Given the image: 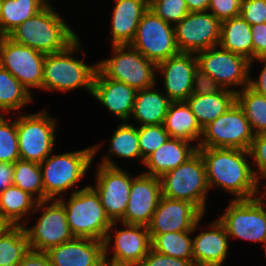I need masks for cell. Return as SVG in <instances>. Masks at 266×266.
<instances>
[{
    "label": "cell",
    "instance_id": "6da1fadb",
    "mask_svg": "<svg viewBox=\"0 0 266 266\" xmlns=\"http://www.w3.org/2000/svg\"><path fill=\"white\" fill-rule=\"evenodd\" d=\"M204 161L209 190L214 187L232 193L233 200L254 198L259 181L248 161V150L198 147Z\"/></svg>",
    "mask_w": 266,
    "mask_h": 266
},
{
    "label": "cell",
    "instance_id": "7a4b0ae2",
    "mask_svg": "<svg viewBox=\"0 0 266 266\" xmlns=\"http://www.w3.org/2000/svg\"><path fill=\"white\" fill-rule=\"evenodd\" d=\"M49 2L41 11L16 27L8 37L41 53L67 48L78 36Z\"/></svg>",
    "mask_w": 266,
    "mask_h": 266
},
{
    "label": "cell",
    "instance_id": "3957f363",
    "mask_svg": "<svg viewBox=\"0 0 266 266\" xmlns=\"http://www.w3.org/2000/svg\"><path fill=\"white\" fill-rule=\"evenodd\" d=\"M80 41L78 37L64 50L45 56L42 90L70 92L83 88L92 93L97 63L87 65L84 58L74 57L82 48Z\"/></svg>",
    "mask_w": 266,
    "mask_h": 266
},
{
    "label": "cell",
    "instance_id": "277c9868",
    "mask_svg": "<svg viewBox=\"0 0 266 266\" xmlns=\"http://www.w3.org/2000/svg\"><path fill=\"white\" fill-rule=\"evenodd\" d=\"M100 146L96 144L73 152L56 155L54 153L40 163L45 200L59 199L68 195L66 192L70 189H73V192L80 190L74 187L85 178Z\"/></svg>",
    "mask_w": 266,
    "mask_h": 266
},
{
    "label": "cell",
    "instance_id": "5b68a950",
    "mask_svg": "<svg viewBox=\"0 0 266 266\" xmlns=\"http://www.w3.org/2000/svg\"><path fill=\"white\" fill-rule=\"evenodd\" d=\"M58 200L65 207L67 222L74 237L103 241L112 221L106 215L96 190L90 185Z\"/></svg>",
    "mask_w": 266,
    "mask_h": 266
},
{
    "label": "cell",
    "instance_id": "8992f818",
    "mask_svg": "<svg viewBox=\"0 0 266 266\" xmlns=\"http://www.w3.org/2000/svg\"><path fill=\"white\" fill-rule=\"evenodd\" d=\"M162 196L192 203L206 213L209 187L205 164L197 151L186 162L160 177Z\"/></svg>",
    "mask_w": 266,
    "mask_h": 266
},
{
    "label": "cell",
    "instance_id": "52a82bcc",
    "mask_svg": "<svg viewBox=\"0 0 266 266\" xmlns=\"http://www.w3.org/2000/svg\"><path fill=\"white\" fill-rule=\"evenodd\" d=\"M113 55L97 62V69L107 78L124 82L134 89H148L157 84V64L145 58L130 44L112 45Z\"/></svg>",
    "mask_w": 266,
    "mask_h": 266
},
{
    "label": "cell",
    "instance_id": "ba28073f",
    "mask_svg": "<svg viewBox=\"0 0 266 266\" xmlns=\"http://www.w3.org/2000/svg\"><path fill=\"white\" fill-rule=\"evenodd\" d=\"M15 117L20 159L42 163L54 151L57 119L45 109Z\"/></svg>",
    "mask_w": 266,
    "mask_h": 266
},
{
    "label": "cell",
    "instance_id": "9c48e42d",
    "mask_svg": "<svg viewBox=\"0 0 266 266\" xmlns=\"http://www.w3.org/2000/svg\"><path fill=\"white\" fill-rule=\"evenodd\" d=\"M40 209L43 213L35 225L30 228L24 226L30 249L46 252L74 238L67 222L65 207L58 199L38 201L31 214Z\"/></svg>",
    "mask_w": 266,
    "mask_h": 266
},
{
    "label": "cell",
    "instance_id": "30bf717a",
    "mask_svg": "<svg viewBox=\"0 0 266 266\" xmlns=\"http://www.w3.org/2000/svg\"><path fill=\"white\" fill-rule=\"evenodd\" d=\"M254 139L243 110L235 103L224 114L203 128L198 147L248 150Z\"/></svg>",
    "mask_w": 266,
    "mask_h": 266
},
{
    "label": "cell",
    "instance_id": "8fae6325",
    "mask_svg": "<svg viewBox=\"0 0 266 266\" xmlns=\"http://www.w3.org/2000/svg\"><path fill=\"white\" fill-rule=\"evenodd\" d=\"M130 45L156 64L180 53L174 26L149 8L144 12Z\"/></svg>",
    "mask_w": 266,
    "mask_h": 266
},
{
    "label": "cell",
    "instance_id": "7c38bea8",
    "mask_svg": "<svg viewBox=\"0 0 266 266\" xmlns=\"http://www.w3.org/2000/svg\"><path fill=\"white\" fill-rule=\"evenodd\" d=\"M196 57L198 67L225 89L237 92L236 86H239L240 90L249 86V79L252 75L250 73L251 61L247 58L220 46L199 51L196 53Z\"/></svg>",
    "mask_w": 266,
    "mask_h": 266
},
{
    "label": "cell",
    "instance_id": "4fadbf2b",
    "mask_svg": "<svg viewBox=\"0 0 266 266\" xmlns=\"http://www.w3.org/2000/svg\"><path fill=\"white\" fill-rule=\"evenodd\" d=\"M218 220L230 239L261 242L266 248V213L255 198L231 199Z\"/></svg>",
    "mask_w": 266,
    "mask_h": 266
},
{
    "label": "cell",
    "instance_id": "5bb4252c",
    "mask_svg": "<svg viewBox=\"0 0 266 266\" xmlns=\"http://www.w3.org/2000/svg\"><path fill=\"white\" fill-rule=\"evenodd\" d=\"M45 56L8 36L0 37V66L9 71L32 95L30 89H42Z\"/></svg>",
    "mask_w": 266,
    "mask_h": 266
},
{
    "label": "cell",
    "instance_id": "9a60e30c",
    "mask_svg": "<svg viewBox=\"0 0 266 266\" xmlns=\"http://www.w3.org/2000/svg\"><path fill=\"white\" fill-rule=\"evenodd\" d=\"M117 223L122 224L124 229H116ZM104 248L105 260L116 264L139 266L151 249L148 227L114 221L108 229L104 240ZM109 251L112 253V256L109 258L111 260L108 259Z\"/></svg>",
    "mask_w": 266,
    "mask_h": 266
},
{
    "label": "cell",
    "instance_id": "2e32d148",
    "mask_svg": "<svg viewBox=\"0 0 266 266\" xmlns=\"http://www.w3.org/2000/svg\"><path fill=\"white\" fill-rule=\"evenodd\" d=\"M174 29L180 52L196 54L219 46L221 22L209 11L189 12Z\"/></svg>",
    "mask_w": 266,
    "mask_h": 266
},
{
    "label": "cell",
    "instance_id": "e0dca14e",
    "mask_svg": "<svg viewBox=\"0 0 266 266\" xmlns=\"http://www.w3.org/2000/svg\"><path fill=\"white\" fill-rule=\"evenodd\" d=\"M95 185L106 215L112 222L119 221L125 214L129 203L131 176L121 167H108L98 164L95 172Z\"/></svg>",
    "mask_w": 266,
    "mask_h": 266
},
{
    "label": "cell",
    "instance_id": "ac0fdd59",
    "mask_svg": "<svg viewBox=\"0 0 266 266\" xmlns=\"http://www.w3.org/2000/svg\"><path fill=\"white\" fill-rule=\"evenodd\" d=\"M162 197L159 177L144 173L132 179L129 203L120 223L148 226Z\"/></svg>",
    "mask_w": 266,
    "mask_h": 266
},
{
    "label": "cell",
    "instance_id": "d6986e66",
    "mask_svg": "<svg viewBox=\"0 0 266 266\" xmlns=\"http://www.w3.org/2000/svg\"><path fill=\"white\" fill-rule=\"evenodd\" d=\"M197 66L196 54L185 52L157 63V73L163 76L162 91L172 102L185 101L192 94L193 75Z\"/></svg>",
    "mask_w": 266,
    "mask_h": 266
},
{
    "label": "cell",
    "instance_id": "ffe728a7",
    "mask_svg": "<svg viewBox=\"0 0 266 266\" xmlns=\"http://www.w3.org/2000/svg\"><path fill=\"white\" fill-rule=\"evenodd\" d=\"M203 214L190 202L160 198L159 204L148 227L150 235L167 232L192 231Z\"/></svg>",
    "mask_w": 266,
    "mask_h": 266
},
{
    "label": "cell",
    "instance_id": "44dd1931",
    "mask_svg": "<svg viewBox=\"0 0 266 266\" xmlns=\"http://www.w3.org/2000/svg\"><path fill=\"white\" fill-rule=\"evenodd\" d=\"M52 266H101L105 260L104 242L74 237L46 252Z\"/></svg>",
    "mask_w": 266,
    "mask_h": 266
},
{
    "label": "cell",
    "instance_id": "7402d4cb",
    "mask_svg": "<svg viewBox=\"0 0 266 266\" xmlns=\"http://www.w3.org/2000/svg\"><path fill=\"white\" fill-rule=\"evenodd\" d=\"M137 90L124 82L105 77L96 71L91 96L99 101L106 110L114 114L120 121L131 119Z\"/></svg>",
    "mask_w": 266,
    "mask_h": 266
},
{
    "label": "cell",
    "instance_id": "603a6c76",
    "mask_svg": "<svg viewBox=\"0 0 266 266\" xmlns=\"http://www.w3.org/2000/svg\"><path fill=\"white\" fill-rule=\"evenodd\" d=\"M209 224V230H200V233L192 238L195 266H222L227 259L230 238L224 225L218 219Z\"/></svg>",
    "mask_w": 266,
    "mask_h": 266
},
{
    "label": "cell",
    "instance_id": "cb8c5ba5",
    "mask_svg": "<svg viewBox=\"0 0 266 266\" xmlns=\"http://www.w3.org/2000/svg\"><path fill=\"white\" fill-rule=\"evenodd\" d=\"M111 17L112 45L131 44L134 40L137 27L149 8V0H114Z\"/></svg>",
    "mask_w": 266,
    "mask_h": 266
},
{
    "label": "cell",
    "instance_id": "d4e9b609",
    "mask_svg": "<svg viewBox=\"0 0 266 266\" xmlns=\"http://www.w3.org/2000/svg\"><path fill=\"white\" fill-rule=\"evenodd\" d=\"M180 139L169 138L157 150L151 153L143 165L148 169L144 174L161 177L192 157L198 150L197 145Z\"/></svg>",
    "mask_w": 266,
    "mask_h": 266
},
{
    "label": "cell",
    "instance_id": "484cf974",
    "mask_svg": "<svg viewBox=\"0 0 266 266\" xmlns=\"http://www.w3.org/2000/svg\"><path fill=\"white\" fill-rule=\"evenodd\" d=\"M163 126L170 138L197 143L198 147L203 129L185 101L170 103Z\"/></svg>",
    "mask_w": 266,
    "mask_h": 266
},
{
    "label": "cell",
    "instance_id": "4316f807",
    "mask_svg": "<svg viewBox=\"0 0 266 266\" xmlns=\"http://www.w3.org/2000/svg\"><path fill=\"white\" fill-rule=\"evenodd\" d=\"M153 86L138 90L134 102L132 119L141 126L163 124L170 103L169 97Z\"/></svg>",
    "mask_w": 266,
    "mask_h": 266
},
{
    "label": "cell",
    "instance_id": "83f0119b",
    "mask_svg": "<svg viewBox=\"0 0 266 266\" xmlns=\"http://www.w3.org/2000/svg\"><path fill=\"white\" fill-rule=\"evenodd\" d=\"M185 102L203 129L236 103V92L223 89L208 95H190Z\"/></svg>",
    "mask_w": 266,
    "mask_h": 266
},
{
    "label": "cell",
    "instance_id": "f1b7e54d",
    "mask_svg": "<svg viewBox=\"0 0 266 266\" xmlns=\"http://www.w3.org/2000/svg\"><path fill=\"white\" fill-rule=\"evenodd\" d=\"M37 202L28 192L11 185L0 192V217L10 226H25L29 222L26 216L34 212Z\"/></svg>",
    "mask_w": 266,
    "mask_h": 266
},
{
    "label": "cell",
    "instance_id": "f546056e",
    "mask_svg": "<svg viewBox=\"0 0 266 266\" xmlns=\"http://www.w3.org/2000/svg\"><path fill=\"white\" fill-rule=\"evenodd\" d=\"M219 46L253 61L251 25L240 15L221 22Z\"/></svg>",
    "mask_w": 266,
    "mask_h": 266
},
{
    "label": "cell",
    "instance_id": "4dcf8cb0",
    "mask_svg": "<svg viewBox=\"0 0 266 266\" xmlns=\"http://www.w3.org/2000/svg\"><path fill=\"white\" fill-rule=\"evenodd\" d=\"M110 146L107 154L103 155L101 163L98 164L108 167H120L115 161L111 160L112 156L126 159H140L141 151L138 143V126L135 127L129 122H120L117 129L109 138Z\"/></svg>",
    "mask_w": 266,
    "mask_h": 266
},
{
    "label": "cell",
    "instance_id": "1f68e13d",
    "mask_svg": "<svg viewBox=\"0 0 266 266\" xmlns=\"http://www.w3.org/2000/svg\"><path fill=\"white\" fill-rule=\"evenodd\" d=\"M48 0H0V37L41 11Z\"/></svg>",
    "mask_w": 266,
    "mask_h": 266
},
{
    "label": "cell",
    "instance_id": "d6a6232c",
    "mask_svg": "<svg viewBox=\"0 0 266 266\" xmlns=\"http://www.w3.org/2000/svg\"><path fill=\"white\" fill-rule=\"evenodd\" d=\"M203 217L204 215L195 223L192 231L150 235L151 249L174 258L193 260L192 237L190 236L199 229V222L203 221Z\"/></svg>",
    "mask_w": 266,
    "mask_h": 266
},
{
    "label": "cell",
    "instance_id": "836d02e7",
    "mask_svg": "<svg viewBox=\"0 0 266 266\" xmlns=\"http://www.w3.org/2000/svg\"><path fill=\"white\" fill-rule=\"evenodd\" d=\"M33 99V95L9 71L0 66V115H10L11 111L21 110Z\"/></svg>",
    "mask_w": 266,
    "mask_h": 266
},
{
    "label": "cell",
    "instance_id": "e575fe53",
    "mask_svg": "<svg viewBox=\"0 0 266 266\" xmlns=\"http://www.w3.org/2000/svg\"><path fill=\"white\" fill-rule=\"evenodd\" d=\"M29 250L24 226L8 225L0 233V266H18Z\"/></svg>",
    "mask_w": 266,
    "mask_h": 266
},
{
    "label": "cell",
    "instance_id": "d590c367",
    "mask_svg": "<svg viewBox=\"0 0 266 266\" xmlns=\"http://www.w3.org/2000/svg\"><path fill=\"white\" fill-rule=\"evenodd\" d=\"M237 90L236 103L243 110L254 135L266 133V96L249 86Z\"/></svg>",
    "mask_w": 266,
    "mask_h": 266
},
{
    "label": "cell",
    "instance_id": "8d00e7d4",
    "mask_svg": "<svg viewBox=\"0 0 266 266\" xmlns=\"http://www.w3.org/2000/svg\"><path fill=\"white\" fill-rule=\"evenodd\" d=\"M13 185L28 192L37 201L45 200L42 171L39 163L18 159L14 163Z\"/></svg>",
    "mask_w": 266,
    "mask_h": 266
},
{
    "label": "cell",
    "instance_id": "74e56055",
    "mask_svg": "<svg viewBox=\"0 0 266 266\" xmlns=\"http://www.w3.org/2000/svg\"><path fill=\"white\" fill-rule=\"evenodd\" d=\"M11 120V121H10ZM20 159L16 119L0 115V162L14 164Z\"/></svg>",
    "mask_w": 266,
    "mask_h": 266
},
{
    "label": "cell",
    "instance_id": "f35d334b",
    "mask_svg": "<svg viewBox=\"0 0 266 266\" xmlns=\"http://www.w3.org/2000/svg\"><path fill=\"white\" fill-rule=\"evenodd\" d=\"M170 138L163 124L138 126V143L141 151L142 165L144 160Z\"/></svg>",
    "mask_w": 266,
    "mask_h": 266
},
{
    "label": "cell",
    "instance_id": "ab89813d",
    "mask_svg": "<svg viewBox=\"0 0 266 266\" xmlns=\"http://www.w3.org/2000/svg\"><path fill=\"white\" fill-rule=\"evenodd\" d=\"M149 9L173 26L189 13L185 0H149Z\"/></svg>",
    "mask_w": 266,
    "mask_h": 266
},
{
    "label": "cell",
    "instance_id": "60d3db41",
    "mask_svg": "<svg viewBox=\"0 0 266 266\" xmlns=\"http://www.w3.org/2000/svg\"><path fill=\"white\" fill-rule=\"evenodd\" d=\"M249 153L250 158L254 161L253 163H256V169H253V171L257 180L261 183L262 179H266V133L254 135Z\"/></svg>",
    "mask_w": 266,
    "mask_h": 266
},
{
    "label": "cell",
    "instance_id": "b9f144b4",
    "mask_svg": "<svg viewBox=\"0 0 266 266\" xmlns=\"http://www.w3.org/2000/svg\"><path fill=\"white\" fill-rule=\"evenodd\" d=\"M244 0H209L208 10L220 22L240 15Z\"/></svg>",
    "mask_w": 266,
    "mask_h": 266
},
{
    "label": "cell",
    "instance_id": "7bdbcfd3",
    "mask_svg": "<svg viewBox=\"0 0 266 266\" xmlns=\"http://www.w3.org/2000/svg\"><path fill=\"white\" fill-rule=\"evenodd\" d=\"M224 89L214 78L197 66L194 70L191 95H208L219 93Z\"/></svg>",
    "mask_w": 266,
    "mask_h": 266
},
{
    "label": "cell",
    "instance_id": "ee69618b",
    "mask_svg": "<svg viewBox=\"0 0 266 266\" xmlns=\"http://www.w3.org/2000/svg\"><path fill=\"white\" fill-rule=\"evenodd\" d=\"M240 16L251 26L266 23V0H244Z\"/></svg>",
    "mask_w": 266,
    "mask_h": 266
},
{
    "label": "cell",
    "instance_id": "f6af8a7d",
    "mask_svg": "<svg viewBox=\"0 0 266 266\" xmlns=\"http://www.w3.org/2000/svg\"><path fill=\"white\" fill-rule=\"evenodd\" d=\"M139 266H195L193 260H184L174 258L165 254L159 253L152 249L143 259Z\"/></svg>",
    "mask_w": 266,
    "mask_h": 266
},
{
    "label": "cell",
    "instance_id": "bcb514c9",
    "mask_svg": "<svg viewBox=\"0 0 266 266\" xmlns=\"http://www.w3.org/2000/svg\"><path fill=\"white\" fill-rule=\"evenodd\" d=\"M253 60L266 59V23L252 25Z\"/></svg>",
    "mask_w": 266,
    "mask_h": 266
},
{
    "label": "cell",
    "instance_id": "7dc6e473",
    "mask_svg": "<svg viewBox=\"0 0 266 266\" xmlns=\"http://www.w3.org/2000/svg\"><path fill=\"white\" fill-rule=\"evenodd\" d=\"M18 266H52L49 262L47 254L41 251L30 249Z\"/></svg>",
    "mask_w": 266,
    "mask_h": 266
},
{
    "label": "cell",
    "instance_id": "c3c4849f",
    "mask_svg": "<svg viewBox=\"0 0 266 266\" xmlns=\"http://www.w3.org/2000/svg\"><path fill=\"white\" fill-rule=\"evenodd\" d=\"M261 62V64L263 66L258 79H253L252 77H250L249 79V87L256 91L259 94H262L264 96H266V59H254L253 61L250 62V70H252V64L255 62Z\"/></svg>",
    "mask_w": 266,
    "mask_h": 266
},
{
    "label": "cell",
    "instance_id": "681fc988",
    "mask_svg": "<svg viewBox=\"0 0 266 266\" xmlns=\"http://www.w3.org/2000/svg\"><path fill=\"white\" fill-rule=\"evenodd\" d=\"M14 164L0 162V192L13 185Z\"/></svg>",
    "mask_w": 266,
    "mask_h": 266
},
{
    "label": "cell",
    "instance_id": "f907efd6",
    "mask_svg": "<svg viewBox=\"0 0 266 266\" xmlns=\"http://www.w3.org/2000/svg\"><path fill=\"white\" fill-rule=\"evenodd\" d=\"M189 12H205L209 7V0H185Z\"/></svg>",
    "mask_w": 266,
    "mask_h": 266
},
{
    "label": "cell",
    "instance_id": "816d5d0a",
    "mask_svg": "<svg viewBox=\"0 0 266 266\" xmlns=\"http://www.w3.org/2000/svg\"><path fill=\"white\" fill-rule=\"evenodd\" d=\"M264 188L266 189V183L264 184ZM261 188H259L258 186V190L256 191L255 195H254V198L255 200L261 205V207L263 208V210L265 211L266 213V200L263 201V199L265 198L266 196V190H263L261 191L260 190ZM261 192V194H259ZM263 192V193H262ZM264 197V198H263Z\"/></svg>",
    "mask_w": 266,
    "mask_h": 266
},
{
    "label": "cell",
    "instance_id": "f5cc1de1",
    "mask_svg": "<svg viewBox=\"0 0 266 266\" xmlns=\"http://www.w3.org/2000/svg\"><path fill=\"white\" fill-rule=\"evenodd\" d=\"M101 266H135V265H129V264H116V263H112L109 262L107 260H104L101 264Z\"/></svg>",
    "mask_w": 266,
    "mask_h": 266
},
{
    "label": "cell",
    "instance_id": "db71d44e",
    "mask_svg": "<svg viewBox=\"0 0 266 266\" xmlns=\"http://www.w3.org/2000/svg\"><path fill=\"white\" fill-rule=\"evenodd\" d=\"M8 226V224L0 217V233Z\"/></svg>",
    "mask_w": 266,
    "mask_h": 266
}]
</instances>
